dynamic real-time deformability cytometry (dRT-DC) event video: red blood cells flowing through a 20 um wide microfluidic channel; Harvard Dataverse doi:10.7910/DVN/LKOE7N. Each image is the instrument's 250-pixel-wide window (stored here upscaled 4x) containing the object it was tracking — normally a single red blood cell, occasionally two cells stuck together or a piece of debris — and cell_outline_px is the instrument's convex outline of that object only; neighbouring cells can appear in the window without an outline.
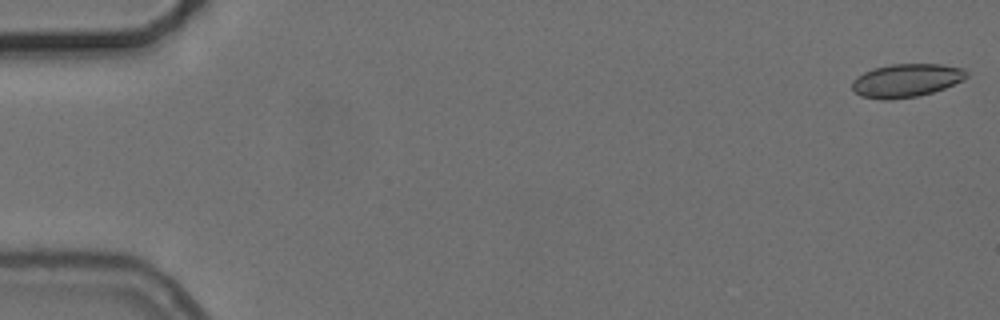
{"species": "common noctule bat (a hibernating species)", "species_latin": "Nyctalus noctula", "temperature_condition": "cold", "stored_images_in_passage": 4, "camera_frame_rate_fps": 3000, "um_per_image_px": 0.085, "animal": {"sex": "female", "body_mass_g": 24.6, "forearm_length_mm": 56.2}, "frame": {"image": 1, "passage_image": 1, "time_ms": 0.0, "image_size_px": [1000, 320], "cell_outline_px": [[968, 76], [964, 80], [944, 88], [932, 92], [916, 96], [888, 100], [860, 96], [852, 88], [852, 80], [856, 76], [872, 68], [892, 64], [940, 64], [964, 68], [968, 72]], "centroid_in_image_um": [77.04, 6.82], "position_along_channel_um": 8.0, "area_um2": 22.25}}
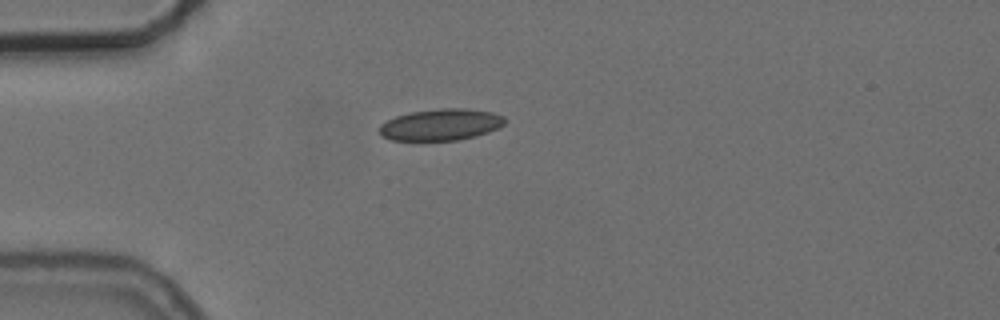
{"frame": {"image": 2, "passage_image": 4, "time_ms": 4.667, "image_size_px": [1000, 320], "cell_outline_px": [[504, 124], [500, 128], [476, 136], [460, 140], [388, 140], [380, 136], [380, 124], [396, 116], [412, 112], [440, 108], [468, 108], [492, 112], [504, 116]], "centroid_in_image_um": [37.48, 10.6], "position_along_channel_um": 47.5, "area_um2": 23.18}}